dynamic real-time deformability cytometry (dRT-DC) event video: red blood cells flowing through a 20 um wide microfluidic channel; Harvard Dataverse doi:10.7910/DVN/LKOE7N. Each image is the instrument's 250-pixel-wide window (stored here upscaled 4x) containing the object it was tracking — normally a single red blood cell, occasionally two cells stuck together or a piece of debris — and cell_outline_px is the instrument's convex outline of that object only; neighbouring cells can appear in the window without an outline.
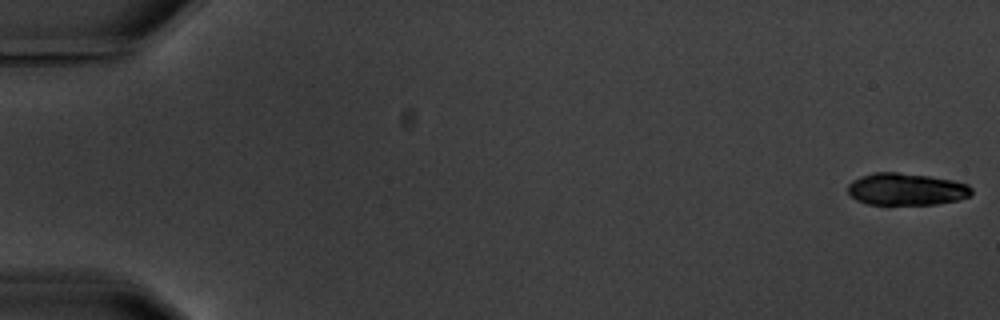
{"species": "common noctule bat (a hibernating species)", "species_latin": "Nyctalus noctula", "temperature_condition": "warm", "stored_images_in_passage": 5, "camera_frame_rate_fps": 3000, "um_per_image_px": 0.085, "animal": {"sex": "male", "body_mass_g": 20.1, "forearm_length_mm": 53.5}, "frame": {"image": 1, "passage_image": 1, "time_ms": 0.0, "image_size_px": [1000, 320], "cell_outline_px": [[972, 192], [968, 196], [956, 200], [936, 204], [868, 204], [856, 200], [848, 192], [848, 184], [852, 180], [876, 172], [896, 172], [928, 176], [952, 180], [968, 184], [972, 188]], "centroid_in_image_um": [77.03, 16.08], "position_along_channel_um": 8.0, "area_um2": 22.89}}
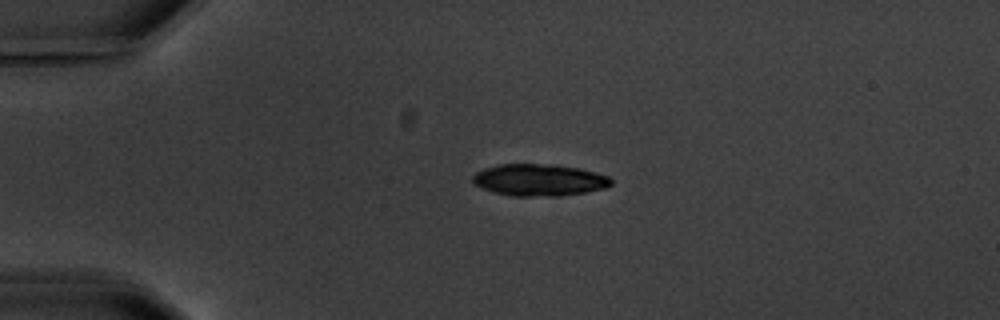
{"frame": {"image": 2, "passage_image": 4, "time_ms": 4.333, "image_size_px": [1000, 320], "cell_outline_px": [[612, 184], [608, 188], [560, 196], [512, 196], [492, 192], [480, 188], [472, 184], [472, 176], [476, 172], [484, 168], [496, 164], [552, 164], [580, 168], [608, 176], [612, 180]], "centroid_in_image_um": [45.79, 15.3], "position_along_channel_um": 39.2, "area_um2": 26.07}}